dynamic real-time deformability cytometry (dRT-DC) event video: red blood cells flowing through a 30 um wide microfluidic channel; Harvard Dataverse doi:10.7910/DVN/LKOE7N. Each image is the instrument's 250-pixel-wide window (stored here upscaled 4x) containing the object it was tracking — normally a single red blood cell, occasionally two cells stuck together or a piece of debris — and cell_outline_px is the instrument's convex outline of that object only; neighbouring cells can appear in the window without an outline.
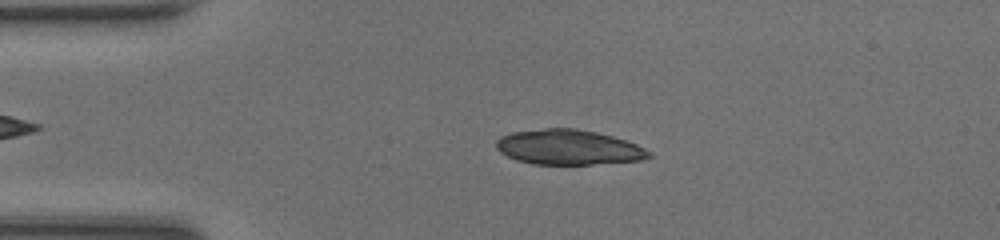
{"species": "common noctule bat (a hibernating species)", "species_latin": "Nyctalus noctula", "temperature_condition": "room temperature", "stored_images_in_passage": 41, "camera_frame_rate_fps": 3000, "um_per_image_px": 0.085, "animal": {"sex": "female", "body_mass_g": 20.0, "forearm_length_mm": 54.0}, "frame": {"image": 1, "passage_image": 9, "time_ms": 2.667, "image_size_px": [1000, 240], "cell_outline_px": [[652, 156], [640, 160], [592, 164], [532, 164], [516, 160], [500, 152], [496, 148], [496, 140], [500, 136], [512, 132], [544, 128], [576, 128], [596, 132], [612, 136], [636, 144], [652, 152]], "centroid_in_image_um": [48.29, 12.51], "position_along_channel_um": 36.7, "area_um2": 31.15}}
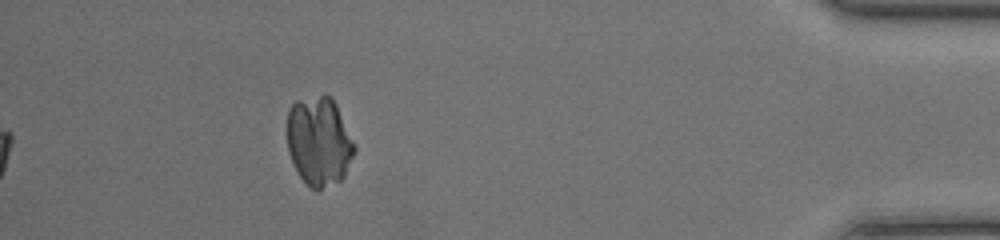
{"frame": {"image": 2, "passage_image": 41, "time_ms": 13.333, "image_size_px": [1000, 240], "cell_outline_px": [[356, 148], [344, 176], [340, 180], [316, 192], [300, 176], [288, 152], [288, 108], [296, 100], [324, 92], [332, 96], [336, 104]], "centroid_in_image_um": [27.11, 11.96], "position_along_channel_um": 408.1, "area_um2": 34.97}}